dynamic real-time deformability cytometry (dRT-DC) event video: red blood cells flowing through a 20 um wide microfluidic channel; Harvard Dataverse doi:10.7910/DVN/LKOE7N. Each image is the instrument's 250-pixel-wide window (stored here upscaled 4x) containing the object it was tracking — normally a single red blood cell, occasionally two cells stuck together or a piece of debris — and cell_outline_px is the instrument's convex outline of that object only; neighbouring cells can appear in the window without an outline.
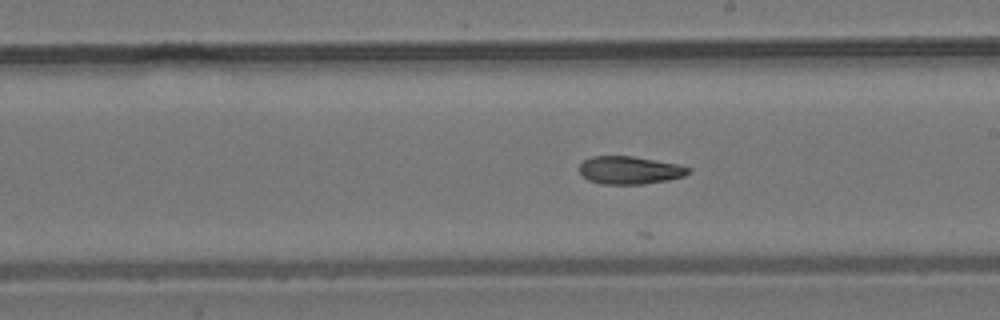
{"species": "common noctule bat (a hibernating species)", "species_latin": "Nyctalus noctula", "temperature_condition": "room temperature", "stored_images_in_passage": 21, "camera_frame_rate_fps": 3000, "um_per_image_px": 0.085, "animal": {"sex": "male", "body_mass_g": 19.2, "forearm_length_mm": 51.8}, "frame": {"image": 1, "passage_image": 17, "time_ms": 5.333, "image_size_px": [1000, 320], "cell_outline_px": [[692, 168], [684, 176], [668, 180], [644, 184], [600, 184], [588, 180], [580, 172], [580, 164], [584, 160], [592, 156], [632, 156], [676, 164]], "centroid_in_image_um": [53.51, 14.47], "position_along_channel_um": 235.5, "area_um2": 17.57}}